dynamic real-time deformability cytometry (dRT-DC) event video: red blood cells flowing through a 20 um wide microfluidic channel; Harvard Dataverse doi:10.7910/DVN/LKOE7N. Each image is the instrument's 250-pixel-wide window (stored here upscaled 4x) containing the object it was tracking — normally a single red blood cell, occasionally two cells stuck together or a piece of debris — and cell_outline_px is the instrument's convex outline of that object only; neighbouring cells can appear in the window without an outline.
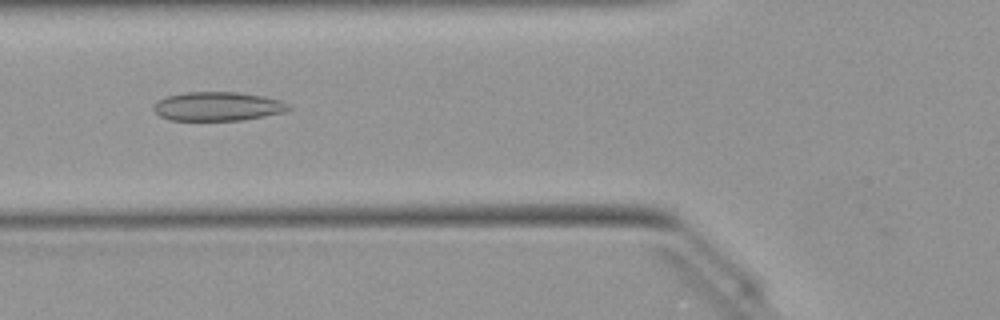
{"species": "Egyptian fruit bat (a non-hibernating species)", "species_latin": "Rousettus aegyptiacus", "temperature_condition": "warm", "stored_images_in_passage": 24, "camera_frame_rate_fps": 3000, "um_per_image_px": 0.085, "animal": {"sex": "female"}, "frame": {"image": 1, "passage_image": 6, "time_ms": 1.667, "image_size_px": [1000, 320], "cell_outline_px": [[292, 108], [284, 112], [244, 120], [168, 120], [160, 116], [152, 108], [160, 100], [168, 96], [188, 92], [236, 92], [264, 96], [280, 100], [288, 104]], "centroid_in_image_um": [18.54, 9.04], "position_along_channel_um": 107.3, "area_um2": 22.6}}
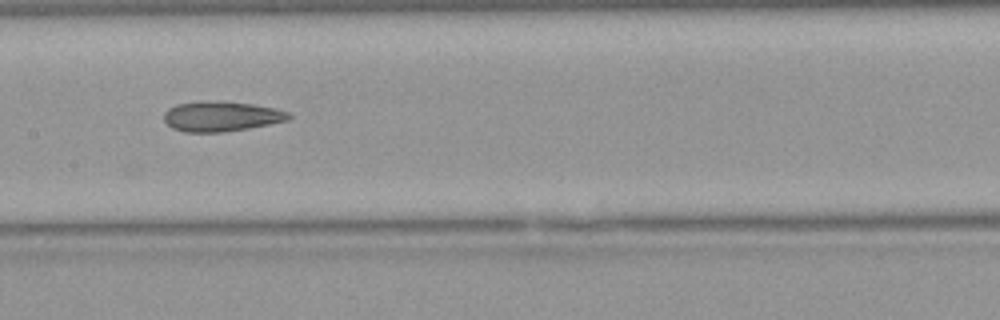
{"frame": {"image": 2, "passage_image": 12, "time_ms": 3.667, "image_size_px": [1000, 320], "cell_outline_px": [[292, 116], [288, 120], [248, 128], [224, 132], [184, 132], [172, 128], [164, 120], [164, 112], [168, 108], [176, 104], [200, 100], [204, 100], [252, 104], [272, 108], [288, 112]], "centroid_in_image_um": [18.75, 9.89], "position_along_channel_um": 188.6, "area_um2": 21.79}}
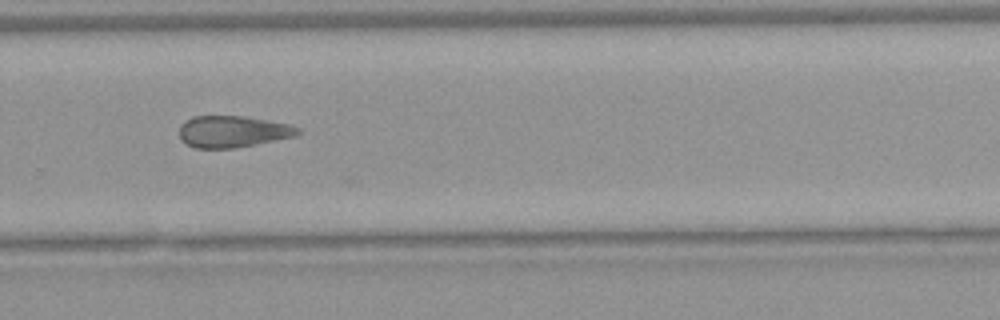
{"frame": {"image": 3, "passage_image": 21, "time_ms": 6.667, "image_size_px": [1000, 320], "cell_outline_px": [[300, 132], [292, 136], [236, 148], [196, 148], [180, 140], [180, 124], [184, 120], [192, 116], [244, 116], [288, 124], [300, 128]], "centroid_in_image_um": [19.71, 11.17], "position_along_channel_um": 310.1, "area_um2": 21.62}}